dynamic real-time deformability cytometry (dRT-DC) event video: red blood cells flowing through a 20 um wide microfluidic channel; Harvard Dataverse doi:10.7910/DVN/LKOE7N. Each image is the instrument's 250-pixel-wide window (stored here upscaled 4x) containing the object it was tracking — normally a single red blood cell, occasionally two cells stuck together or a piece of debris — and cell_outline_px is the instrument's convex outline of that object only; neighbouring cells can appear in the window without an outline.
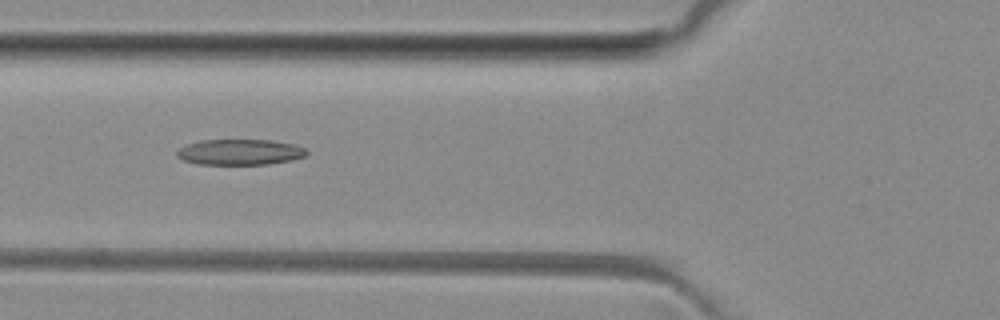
{"species": "common noctule bat (a hibernating species)", "species_latin": "Nyctalus noctula", "temperature_condition": "room temperature", "stored_images_in_passage": 6, "camera_frame_rate_fps": 3000, "um_per_image_px": 0.085, "animal": {"sex": "female", "body_mass_g": 29.2, "forearm_length_mm": 56.3}, "frame": {"image": 1, "passage_image": 6, "time_ms": 5.333, "image_size_px": [1000, 320], "cell_outline_px": [[308, 152], [304, 156], [292, 160], [268, 164], [196, 164], [184, 160], [176, 156], [176, 152], [180, 148], [188, 144], [200, 140], [272, 140], [296, 144], [304, 148]], "centroid_in_image_um": [20.4, 12.92], "position_along_channel_um": 105.4, "area_um2": 19.42}}